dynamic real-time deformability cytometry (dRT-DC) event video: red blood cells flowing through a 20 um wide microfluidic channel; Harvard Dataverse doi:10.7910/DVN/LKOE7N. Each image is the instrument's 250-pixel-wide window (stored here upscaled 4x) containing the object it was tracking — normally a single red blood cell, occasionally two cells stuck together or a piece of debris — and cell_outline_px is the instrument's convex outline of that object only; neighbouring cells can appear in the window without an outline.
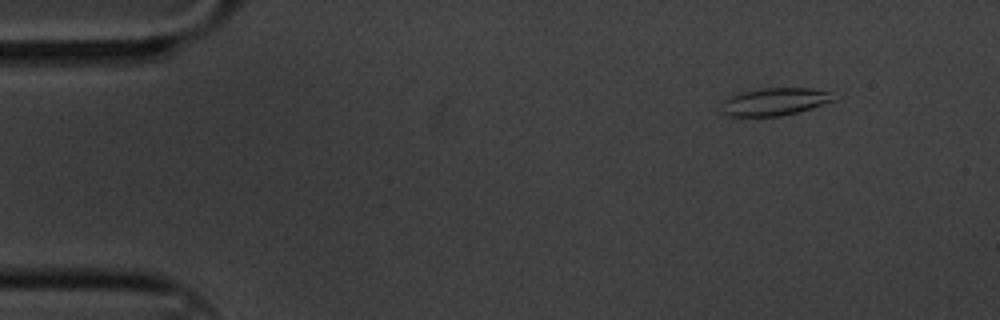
{"species": "common noctule bat (a hibernating species)", "species_latin": "Nyctalus noctula", "temperature_condition": "cold", "stored_images_in_passage": 5, "camera_frame_rate_fps": 3000, "um_per_image_px": 0.085, "animal": {"sex": "male", "body_mass_g": 20.1, "forearm_length_mm": 53.5}, "frame": {"image": 1, "passage_image": 2, "time_ms": 0.333, "image_size_px": [1000, 320], "cell_outline_px": [[840, 96], [836, 100], [796, 112], [780, 116], [728, 116], [724, 112], [720, 104], [728, 96], [760, 88], [812, 88], [828, 92]], "centroid_in_image_um": [65.86, 8.63], "position_along_channel_um": 19.1, "area_um2": 17.98}}